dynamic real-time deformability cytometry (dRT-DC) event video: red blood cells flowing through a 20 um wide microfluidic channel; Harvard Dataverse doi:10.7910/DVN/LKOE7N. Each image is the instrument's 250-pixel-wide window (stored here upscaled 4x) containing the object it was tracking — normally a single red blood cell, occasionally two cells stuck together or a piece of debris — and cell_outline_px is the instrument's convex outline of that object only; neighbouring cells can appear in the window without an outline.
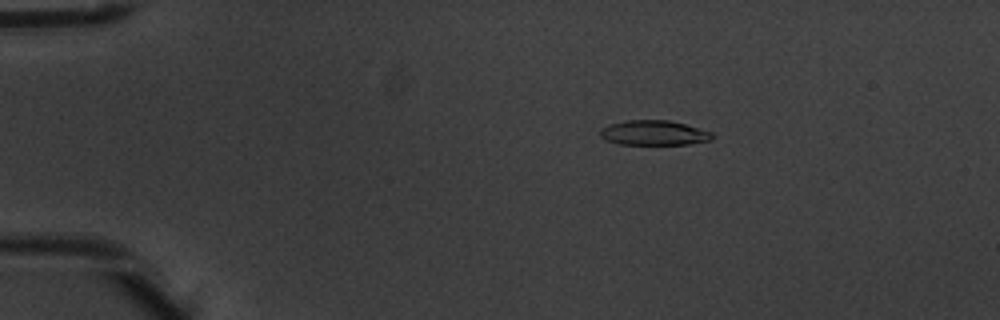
{"species": "common noctule bat (a hibernating species)", "species_latin": "Nyctalus noctula", "temperature_condition": "warm", "stored_images_in_passage": 4, "camera_frame_rate_fps": 3000, "um_per_image_px": 0.085, "animal": {"sex": "male", "body_mass_g": 20.1, "forearm_length_mm": 53.5}, "frame": {"image": 1, "passage_image": 2, "time_ms": 0.333, "image_size_px": [1000, 320], "cell_outline_px": [[716, 136], [712, 140], [688, 144], [620, 144], [604, 140], [600, 136], [600, 128], [608, 124], [628, 120], [668, 120], [684, 124], [712, 132]], "centroid_in_image_um": [55.57, 11.29], "position_along_channel_um": 29.4, "area_um2": 16.3}}